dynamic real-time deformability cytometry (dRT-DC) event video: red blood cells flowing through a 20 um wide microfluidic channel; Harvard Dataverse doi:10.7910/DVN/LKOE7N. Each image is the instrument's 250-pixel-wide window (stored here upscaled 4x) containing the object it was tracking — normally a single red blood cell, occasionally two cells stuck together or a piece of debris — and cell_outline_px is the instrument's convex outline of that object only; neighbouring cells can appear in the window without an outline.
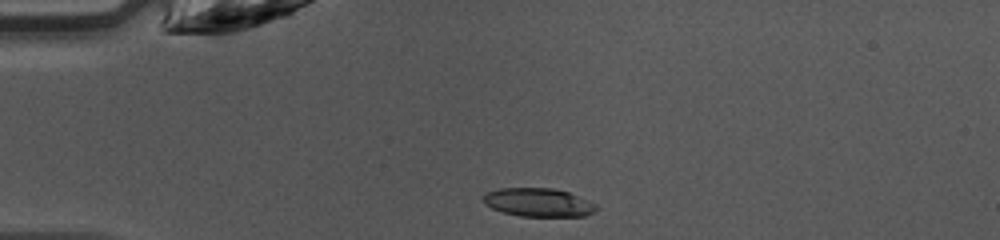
{"species": "common noctule bat (a hibernating species)", "species_latin": "Nyctalus noctula", "temperature_condition": "warm", "stored_images_in_passage": 37, "camera_frame_rate_fps": 3000, "um_per_image_px": 0.085, "animal": {"sex": "female", "body_mass_g": 10.0, "forearm_length_mm": 53.1}, "frame": {"image": 1, "passage_image": 1, "time_ms": 0.0, "image_size_px": [1000, 240], "cell_outline_px": [[600, 208], [584, 216], [520, 216], [504, 212], [492, 208], [484, 204], [480, 200], [488, 192], [500, 188], [552, 188], [568, 192], [588, 200], [596, 204]], "centroid_in_image_um": [45.76, 17.2], "position_along_channel_um": 39.2, "area_um2": 18.73}}
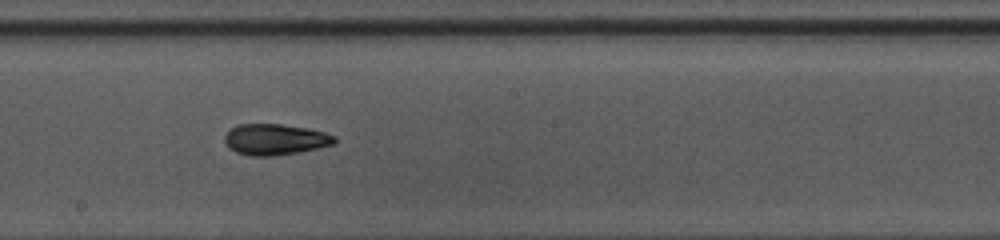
{"frame": {"image": 2, "passage_image": 16, "time_ms": 5.0, "image_size_px": [1000, 240], "cell_outline_px": [[336, 144], [300, 152], [272, 156], [248, 156], [236, 152], [228, 148], [224, 140], [224, 136], [236, 124], [280, 124], [308, 128], [324, 132], [336, 136]], "centroid_in_image_um": [23.39, 11.86], "position_along_channel_um": 224.8, "area_um2": 20.06}}
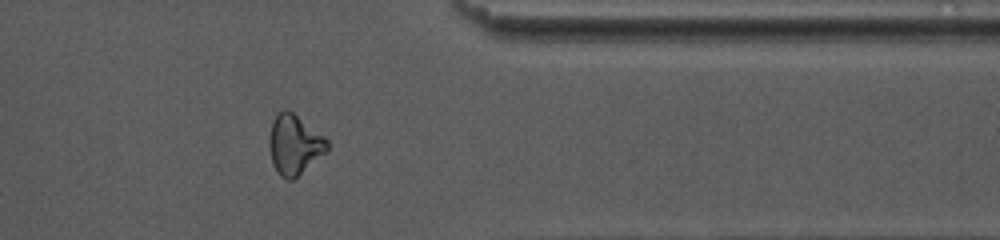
{"frame": {"image": 3, "passage_image": 28, "time_ms": 9.0, "image_size_px": [1000, 240], "cell_outline_px": [[328, 152], [292, 180], [288, 180], [280, 176], [276, 172], [272, 164], [268, 144], [268, 140], [272, 120], [284, 108], [292, 112], [324, 136], [328, 140]], "centroid_in_image_um": [25.01, 12.32], "position_along_channel_um": 386.4, "area_um2": 20.35}, "authors_computed_cell_mechanics": {"area_um2": 19.4786, "velocity_mm_per_s": 4.2682, "shape_relaxation_time_tau1_ms": 6.2886, "shape_relaxation_time_tau2_ms": 4.4494, "deformation_change_tau1": 0.1626, "deformation_change_tau2": 0.1294}}